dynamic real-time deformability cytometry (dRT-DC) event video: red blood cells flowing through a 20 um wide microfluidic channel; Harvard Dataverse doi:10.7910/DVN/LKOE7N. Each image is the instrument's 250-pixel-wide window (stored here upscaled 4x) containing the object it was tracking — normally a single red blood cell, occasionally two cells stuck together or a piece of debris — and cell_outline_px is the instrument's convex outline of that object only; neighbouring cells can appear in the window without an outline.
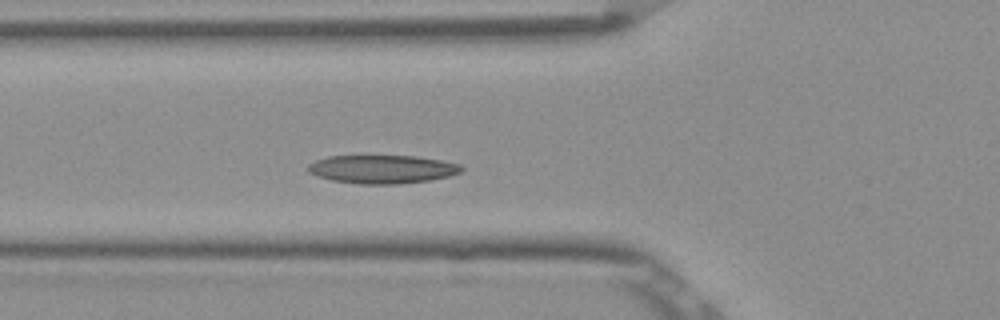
{"species": "Egyptian fruit bat (a non-hibernating species)", "species_latin": "Rousettus aegyptiacus", "temperature_condition": "room temperature", "stored_images_in_passage": 4, "camera_frame_rate_fps": 3000, "um_per_image_px": 0.085, "frame": {"image": 1, "passage_image": 4, "time_ms": 1.0, "image_size_px": [1000, 320], "cell_outline_px": [[464, 168], [460, 172], [448, 176], [428, 180], [396, 184], [360, 184], [332, 180], [308, 172], [308, 164], [316, 160], [328, 156], [416, 156], [440, 160], [460, 164]], "centroid_in_image_um": [32.49, 14.38], "position_along_channel_um": 93.3, "area_um2": 25.14}}